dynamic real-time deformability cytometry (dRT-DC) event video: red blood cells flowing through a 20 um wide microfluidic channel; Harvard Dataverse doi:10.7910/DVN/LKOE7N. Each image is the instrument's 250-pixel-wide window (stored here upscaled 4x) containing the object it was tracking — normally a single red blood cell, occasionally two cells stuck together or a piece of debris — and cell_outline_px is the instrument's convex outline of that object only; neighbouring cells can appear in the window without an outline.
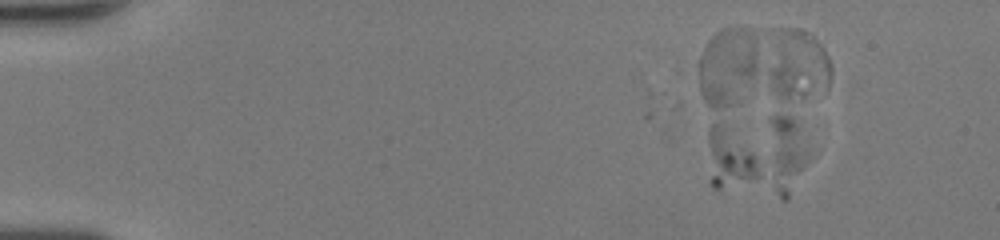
{"species": "human", "species_latin": "Homo sapiens", "temperature_condition": "room temperature", "stored_images_in_passage": 5, "segment_of_instrument_passage": [2, 3], "camera_frame_rate_fps": 3000, "um_per_image_px": 0.085, "donor": {"sex": "female"}, "frame": {"image": 1, "passage_image": 3, "time_ms": 0.667, "image_size_px": [1000, 240], "cell_outline_px": [[804, 164], [788, 200], [780, 200], [712, 188], [708, 184], [708, 132], [712, 124], [780, 112], [784, 112], [792, 116], [796, 124], [804, 148]], "centroid_in_image_um": [64.26, 13.25], "position_along_channel_um": 20.7, "area_um2": 50.46}}